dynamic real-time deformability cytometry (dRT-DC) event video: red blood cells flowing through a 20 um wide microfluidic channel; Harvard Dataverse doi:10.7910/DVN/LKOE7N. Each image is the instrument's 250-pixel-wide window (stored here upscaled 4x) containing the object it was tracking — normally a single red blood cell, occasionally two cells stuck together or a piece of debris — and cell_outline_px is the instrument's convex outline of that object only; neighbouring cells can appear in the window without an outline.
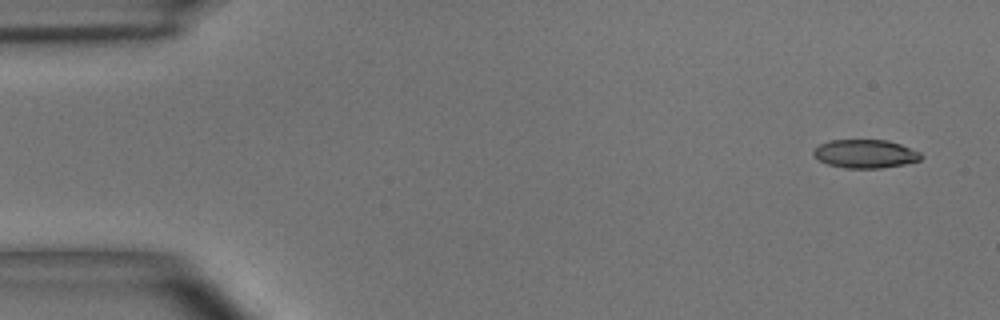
{"species": "common noctule bat (a hibernating species)", "species_latin": "Nyctalus noctula", "temperature_condition": "room temperature", "stored_images_in_passage": 4, "camera_frame_rate_fps": 3000, "um_per_image_px": 0.085, "animal": {"sex": "male", "body_mass_g": 15.6}, "frame": {"image": 1, "passage_image": 1, "time_ms": 0.0, "image_size_px": [1000, 320], "cell_outline_px": [[924, 156], [920, 160], [904, 164], [880, 168], [844, 168], [828, 164], [820, 160], [812, 152], [820, 144], [828, 140], [888, 140], [900, 144], [920, 152]], "centroid_in_image_um": [73.57, 13.07], "position_along_channel_um": 11.4, "area_um2": 17.74}}